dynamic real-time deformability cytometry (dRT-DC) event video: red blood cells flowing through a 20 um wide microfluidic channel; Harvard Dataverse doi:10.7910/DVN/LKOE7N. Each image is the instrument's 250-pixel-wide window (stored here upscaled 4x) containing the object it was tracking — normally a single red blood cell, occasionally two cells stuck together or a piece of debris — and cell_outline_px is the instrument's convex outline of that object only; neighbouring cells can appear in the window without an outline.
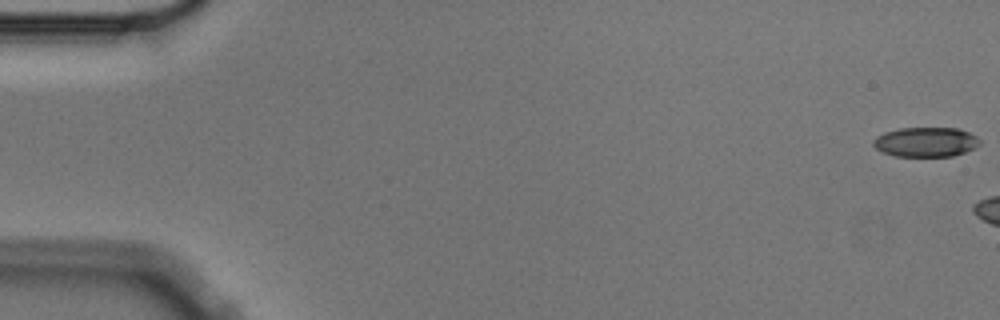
{"species": "Egyptian fruit bat (a non-hibernating species)", "species_latin": "Rousettus aegyptiacus", "temperature_condition": "cold", "stored_images_in_passage": 6, "camera_frame_rate_fps": 3000, "um_per_image_px": 0.085, "animal": {"sex": "male"}, "frame": {"image": 1, "passage_image": 1, "time_ms": 0.0, "image_size_px": [1000, 320], "cell_outline_px": [[980, 144], [964, 152], [952, 156], [896, 156], [884, 152], [876, 148], [872, 144], [872, 140], [876, 136], [884, 132], [900, 128], [956, 128], [968, 132], [976, 136], [980, 140]], "centroid_in_image_um": [78.66, 12.06], "position_along_channel_um": 6.3, "area_um2": 18.26}}
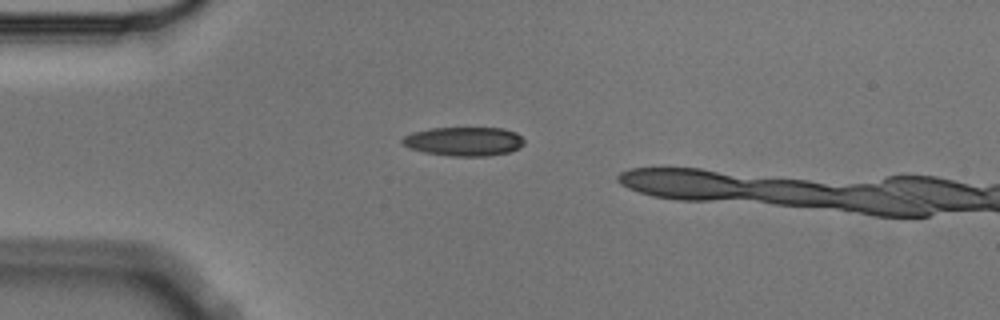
{"frame": {"image": 2, "passage_image": 4, "time_ms": 1.0, "image_size_px": [1000, 320], "cell_outline_px": [[524, 144], [520, 148], [508, 152], [488, 156], [452, 156], [424, 152], [400, 144], [400, 140], [404, 136], [412, 132], [432, 128], [504, 128], [516, 132], [524, 140]], "centroid_in_image_um": [39.44, 12.01], "position_along_channel_um": 45.6, "area_um2": 20.63}}